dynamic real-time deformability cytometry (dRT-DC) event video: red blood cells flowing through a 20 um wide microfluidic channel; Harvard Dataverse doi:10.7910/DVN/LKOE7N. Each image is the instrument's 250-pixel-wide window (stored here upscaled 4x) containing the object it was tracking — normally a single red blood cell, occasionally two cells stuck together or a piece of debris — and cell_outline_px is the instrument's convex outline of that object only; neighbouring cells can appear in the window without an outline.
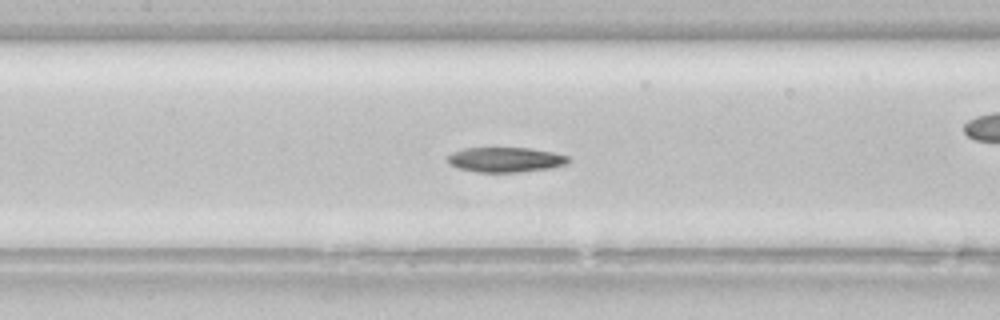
{"species": "common noctule bat (a hibernating species)", "species_latin": "Nyctalus noctula", "temperature_condition": "room temperature", "stored_images_in_passage": 54, "camera_frame_rate_fps": 3000, "um_per_image_px": 0.085, "animal": {"sex": "female", "body_mass_g": 22.7, "forearm_length_mm": 54.2}, "frame": {"image": 1, "passage_image": 24, "time_ms": 7.667, "image_size_px": [1000, 320], "cell_outline_px": [[572, 160], [564, 164], [552, 168], [520, 172], [476, 172], [456, 168], [448, 164], [448, 156], [452, 152], [464, 148], [528, 148], [552, 152], [568, 156]], "centroid_in_image_um": [42.94, 13.58], "position_along_channel_um": 164.5, "area_um2": 17.63}}